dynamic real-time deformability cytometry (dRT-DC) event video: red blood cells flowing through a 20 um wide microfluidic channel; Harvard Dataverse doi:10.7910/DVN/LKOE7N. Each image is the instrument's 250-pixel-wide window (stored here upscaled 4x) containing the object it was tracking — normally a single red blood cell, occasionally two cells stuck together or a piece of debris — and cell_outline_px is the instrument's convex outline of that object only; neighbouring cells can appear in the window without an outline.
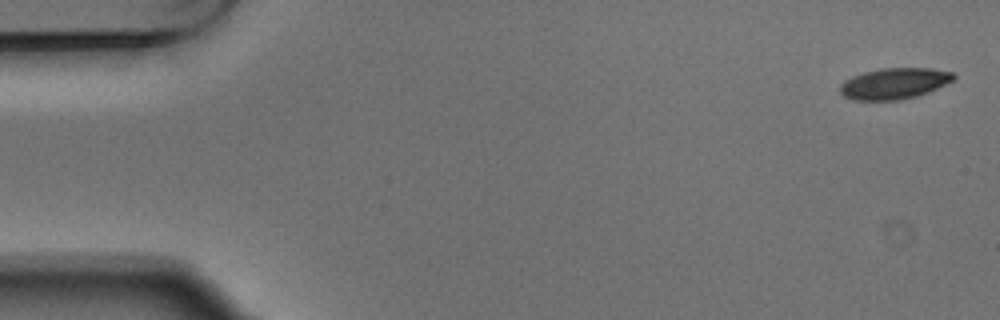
{"species": "Egyptian fruit bat (a non-hibernating species)", "species_latin": "Rousettus aegyptiacus", "temperature_condition": "warm", "stored_images_in_passage": 4, "camera_frame_rate_fps": 3000, "um_per_image_px": 0.085, "animal": {"sex": "male"}, "frame": {"image": 1, "passage_image": 1, "time_ms": 0.0, "image_size_px": [1000, 320], "cell_outline_px": [[956, 76], [952, 80], [928, 92], [916, 96], [900, 100], [852, 100], [844, 96], [840, 92], [840, 84], [844, 80], [852, 76], [864, 72], [880, 68], [932, 68], [952, 72]], "centroid_in_image_um": [75.97, 7.09], "position_along_channel_um": 9.0, "area_um2": 20.52}}
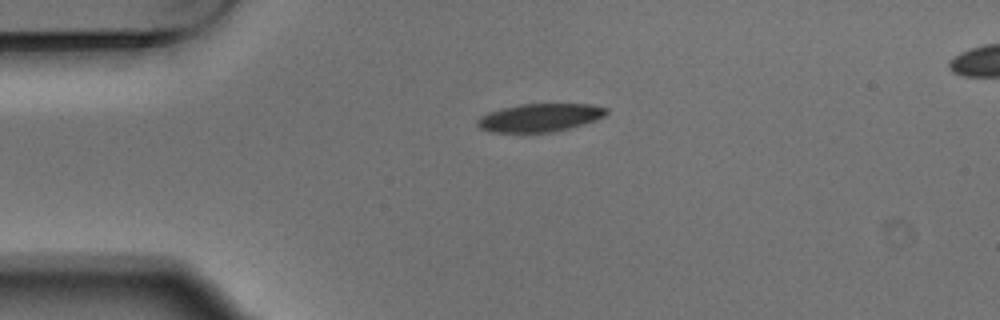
{"frame": {"image": 2, "passage_image": 4, "time_ms": 1.0, "image_size_px": [1000, 320], "cell_outline_px": [[608, 112], [604, 116], [596, 120], [584, 124], [552, 132], [492, 132], [480, 128], [476, 124], [476, 120], [480, 116], [488, 112], [520, 104], [592, 104], [608, 108]], "centroid_in_image_um": [45.89, 9.99], "position_along_channel_um": 39.1, "area_um2": 21.1}}